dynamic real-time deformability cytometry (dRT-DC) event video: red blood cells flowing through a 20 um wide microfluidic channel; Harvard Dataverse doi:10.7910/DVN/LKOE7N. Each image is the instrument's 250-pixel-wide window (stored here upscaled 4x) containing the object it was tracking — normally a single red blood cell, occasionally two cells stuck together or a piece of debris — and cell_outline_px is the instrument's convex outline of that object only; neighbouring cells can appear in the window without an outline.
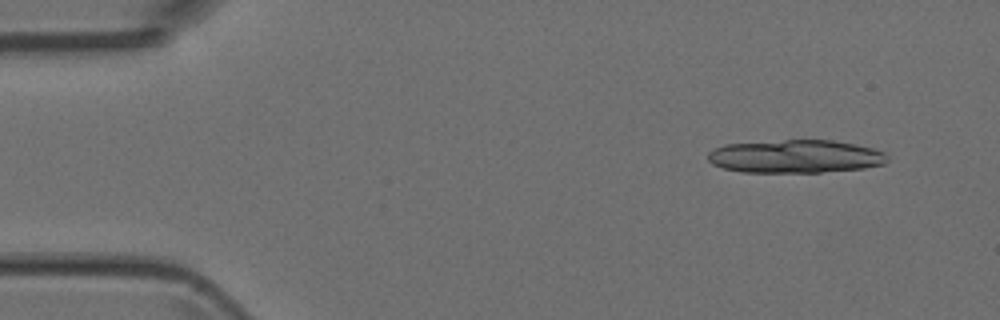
{"species": "Egyptian fruit bat (a non-hibernating species)", "species_latin": "Rousettus aegyptiacus", "temperature_condition": "room temperature", "stored_images_in_passage": 3, "camera_frame_rate_fps": 3000, "um_per_image_px": 0.085, "animal": {"sex": "female"}, "frame": {"image": 1, "passage_image": 1, "time_ms": 0.0, "image_size_px": [1000, 320], "cell_outline_px": [[888, 160], [884, 164], [864, 168], [820, 172], [740, 172], [724, 168], [712, 164], [708, 160], [708, 152], [724, 144], [784, 140], [832, 140], [856, 144], [872, 148], [884, 152], [888, 156]], "centroid_in_image_um": [67.62, 13.29], "position_along_channel_um": 17.4, "area_um2": 34.68}}